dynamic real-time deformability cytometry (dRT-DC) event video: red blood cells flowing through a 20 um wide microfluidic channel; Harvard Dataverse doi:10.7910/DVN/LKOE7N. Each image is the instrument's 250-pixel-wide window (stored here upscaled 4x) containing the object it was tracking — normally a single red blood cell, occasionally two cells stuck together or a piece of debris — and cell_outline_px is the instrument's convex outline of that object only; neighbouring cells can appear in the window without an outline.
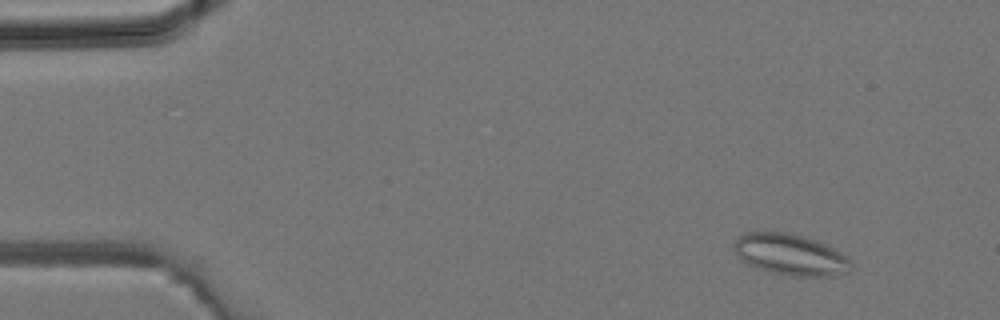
{"species": "common noctule bat (a hibernating species)", "species_latin": "Nyctalus noctula", "temperature_condition": "room temperature", "stored_images_in_passage": 5, "camera_frame_rate_fps": 3000, "um_per_image_px": 0.085, "animal": {"sex": "male", "body_mass_g": 19.2, "forearm_length_mm": 51.8}, "frame": {"image": 1, "passage_image": 2, "time_ms": 0.333, "image_size_px": [1000, 320], "cell_outline_px": [[852, 268], [848, 272], [832, 276], [788, 276], [772, 272], [748, 264], [740, 260], [736, 256], [732, 248], [732, 244], [744, 232], [784, 232], [804, 236], [816, 240], [832, 248], [844, 256], [852, 264]], "centroid_in_image_um": [67.13, 21.64], "position_along_channel_um": 17.9, "area_um2": 28.03}}